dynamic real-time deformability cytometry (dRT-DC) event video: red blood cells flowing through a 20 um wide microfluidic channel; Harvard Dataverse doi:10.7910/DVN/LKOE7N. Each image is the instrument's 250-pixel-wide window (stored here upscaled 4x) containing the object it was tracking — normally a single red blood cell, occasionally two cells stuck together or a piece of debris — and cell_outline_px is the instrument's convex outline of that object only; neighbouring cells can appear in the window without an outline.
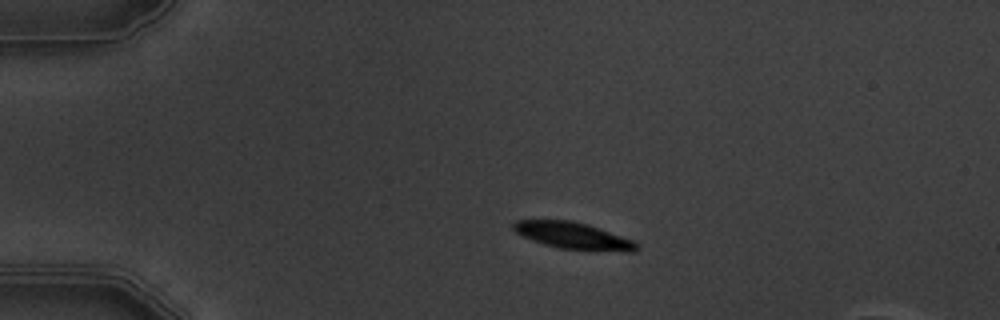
{"species": "common noctule bat (a hibernating species)", "species_latin": "Nyctalus noctula", "temperature_condition": "warm", "stored_images_in_passage": 5, "camera_frame_rate_fps": 3000, "um_per_image_px": 0.085, "animal": {"sex": "male", "body_mass_g": 19.5, "forearm_length_mm": 54.6}, "frame": {"image": 1, "passage_image": 3, "time_ms": 2.333, "image_size_px": [1000, 320], "cell_outline_px": [[640, 248], [636, 252], [628, 252], [560, 248], [544, 244], [532, 240], [516, 232], [512, 228], [512, 224], [516, 220], [572, 220], [588, 224], [632, 240], [640, 244]], "centroid_in_image_um": [48.76, 20.03], "position_along_channel_um": 36.2, "area_um2": 19.13}}
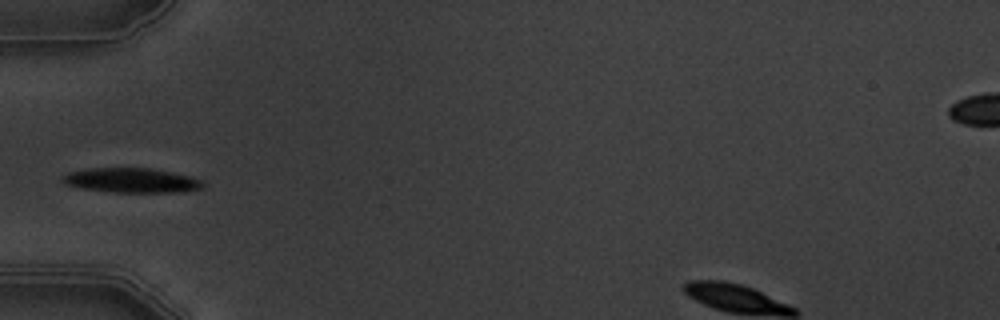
{"frame": {"image": 2, "passage_image": 5, "time_ms": 4.667, "image_size_px": [1000, 320], "cell_outline_px": [[204, 188], [184, 192], [112, 192], [80, 188], [64, 184], [60, 180], [68, 172], [92, 168], [148, 168], [172, 172], [192, 176], [200, 180], [204, 184]], "centroid_in_image_um": [11.19, 15.34], "position_along_channel_um": 73.8, "area_um2": 20.23}}